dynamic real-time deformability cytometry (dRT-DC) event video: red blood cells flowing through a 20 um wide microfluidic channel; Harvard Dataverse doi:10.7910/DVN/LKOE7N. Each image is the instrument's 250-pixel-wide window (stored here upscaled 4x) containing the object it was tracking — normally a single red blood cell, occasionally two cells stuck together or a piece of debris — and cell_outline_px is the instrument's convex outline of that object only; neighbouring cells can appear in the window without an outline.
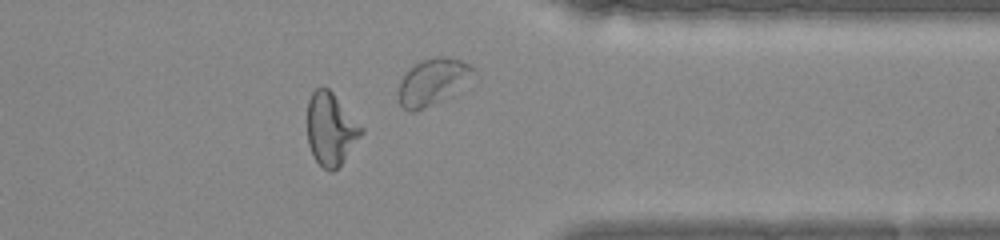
{"species": "common noctule bat (a hibernating species)", "species_latin": "Nyctalus noctula", "temperature_condition": "warm", "stored_images_in_passage": 31, "camera_frame_rate_fps": 3000, "um_per_image_px": 0.085, "animal": {"sex": "female", "body_mass_g": 22.0, "forearm_length_mm": 56.7}, "frame": {"image": 1, "passage_image": 22, "time_ms": 7.0, "image_size_px": [1000, 240], "cell_outline_px": [[364, 132], [340, 164], [332, 172], [328, 172], [316, 160], [308, 144], [308, 100], [312, 92], [316, 88], [328, 88], [332, 92], [364, 128]], "centroid_in_image_um": [28.12, 10.96], "position_along_channel_um": 383.3, "area_um2": 22.48}}